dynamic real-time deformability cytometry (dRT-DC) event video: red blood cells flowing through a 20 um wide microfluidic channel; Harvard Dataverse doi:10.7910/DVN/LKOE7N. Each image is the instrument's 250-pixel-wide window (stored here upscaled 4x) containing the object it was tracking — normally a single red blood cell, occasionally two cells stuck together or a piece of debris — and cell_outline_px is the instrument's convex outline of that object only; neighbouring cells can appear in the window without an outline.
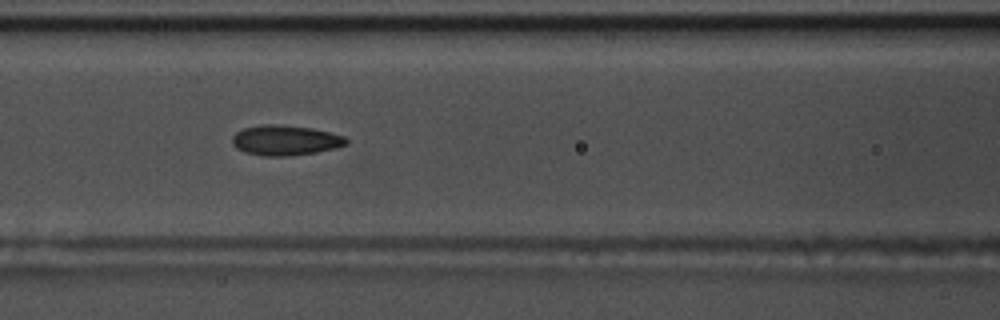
{"species": "common noctule bat (a hibernating species)", "species_latin": "Nyctalus noctula", "temperature_condition": "warm", "stored_images_in_passage": 39, "camera_frame_rate_fps": 3000, "um_per_image_px": 0.085, "animal": {"sex": "male", "body_mass_g": 17.5, "forearm_length_mm": 52.3}, "frame": {"image": 1, "passage_image": 12, "time_ms": 3.667, "image_size_px": [1000, 320], "cell_outline_px": [[348, 144], [336, 148], [316, 152], [288, 156], [264, 156], [244, 152], [236, 148], [232, 144], [232, 136], [236, 132], [244, 128], [264, 124], [276, 124], [312, 128], [344, 136], [348, 140]], "centroid_in_image_um": [24.24, 11.93], "position_along_channel_um": 142.4, "area_um2": 20.06}, "authors_computed_cell_mechanics": {"area_um2": 19.7098, "velocity_mm_per_s": 3.6436, "shape_relaxation_time_tau1_ms": 7.3286, "shape_relaxation_time_tau2_ms": 1.5219, "deformation_change_tau1": 0.1699, "deformation_change_tau2": 0.0738}}